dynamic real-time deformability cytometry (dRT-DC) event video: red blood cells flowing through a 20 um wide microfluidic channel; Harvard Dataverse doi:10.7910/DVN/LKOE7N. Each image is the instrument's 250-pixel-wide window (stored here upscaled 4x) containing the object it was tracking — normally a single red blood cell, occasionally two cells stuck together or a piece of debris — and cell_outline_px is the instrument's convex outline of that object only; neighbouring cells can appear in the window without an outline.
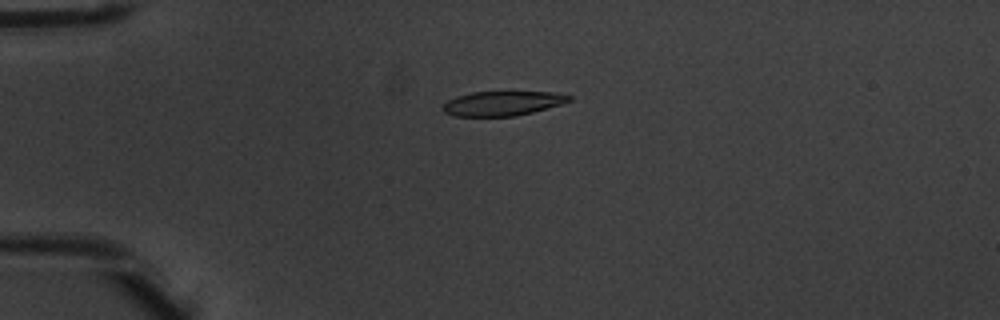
{"species": "common noctule bat (a hibernating species)", "species_latin": "Nyctalus noctula", "temperature_condition": "warm", "stored_images_in_passage": 6, "camera_frame_rate_fps": 3000, "um_per_image_px": 0.085, "animal": {"sex": "male", "body_mass_g": 20.1, "forearm_length_mm": 53.5}, "frame": {"image": 1, "passage_image": 3, "time_ms": 0.667, "image_size_px": [1000, 320], "cell_outline_px": [[572, 100], [560, 104], [532, 112], [516, 116], [452, 116], [444, 112], [440, 108], [448, 100], [456, 96], [472, 92], [556, 92], [572, 96]], "centroid_in_image_um": [42.68, 8.79], "position_along_channel_um": 42.3, "area_um2": 18.03}}
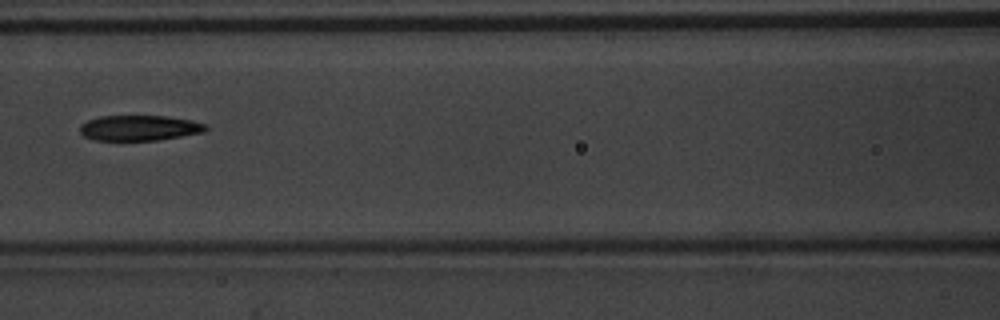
{"frame": {"image": 2, "passage_image": 6, "time_ms": 1.667, "image_size_px": [1000, 320], "cell_outline_px": [[208, 128], [204, 132], [160, 140], [96, 140], [84, 136], [80, 132], [80, 124], [88, 120], [100, 116], [168, 116], [192, 120], [204, 124]], "centroid_in_image_um": [11.85, 10.87], "position_along_channel_um": 154.7, "area_um2": 18.61}}